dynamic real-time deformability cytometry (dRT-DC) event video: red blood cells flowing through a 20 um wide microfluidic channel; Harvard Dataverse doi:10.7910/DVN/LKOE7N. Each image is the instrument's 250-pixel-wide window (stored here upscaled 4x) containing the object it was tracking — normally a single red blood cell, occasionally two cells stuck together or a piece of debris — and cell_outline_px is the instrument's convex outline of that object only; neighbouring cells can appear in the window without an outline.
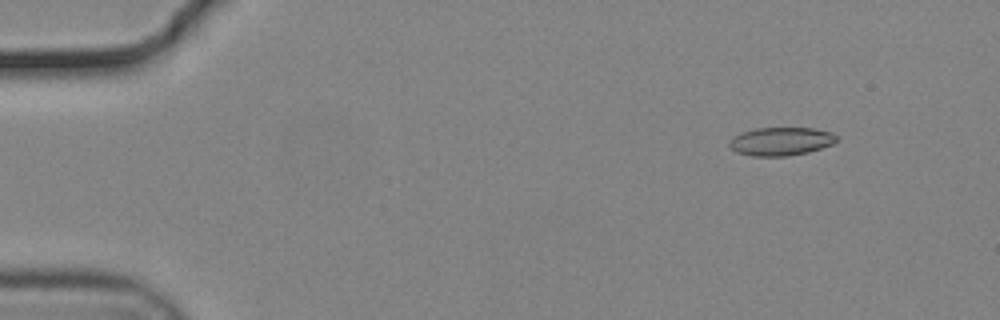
{"species": "common noctule bat (a hibernating species)", "species_latin": "Nyctalus noctula", "temperature_condition": "cold", "stored_images_in_passage": 56, "camera_frame_rate_fps": 3000, "um_per_image_px": 0.085, "animal": {"sex": "male", "body_mass_g": 19.2, "forearm_length_mm": 51.8}, "frame": {"image": 1, "passage_image": 7, "time_ms": 2.0, "image_size_px": [1000, 320], "cell_outline_px": [[836, 140], [832, 144], [808, 152], [788, 156], [752, 156], [736, 152], [728, 144], [728, 140], [732, 136], [740, 132], [756, 128], [812, 128], [832, 132], [836, 136]], "centroid_in_image_um": [66.32, 12.01], "position_along_channel_um": 18.7, "area_um2": 17.74}}
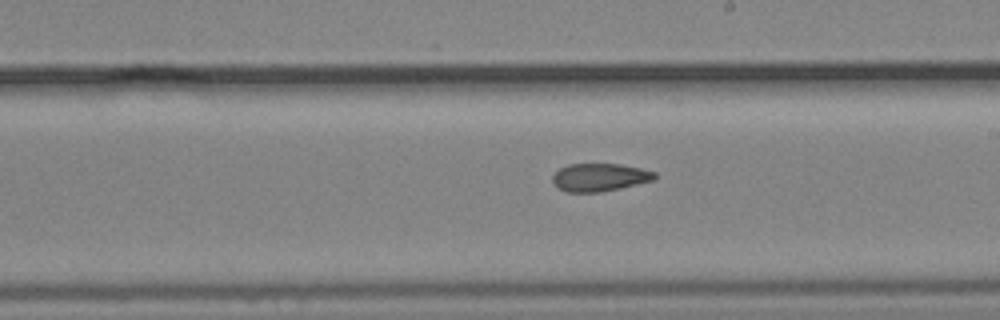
{"frame": {"image": 2, "passage_image": 33, "time_ms": 10.667, "image_size_px": [1000, 320], "cell_outline_px": [[656, 180], [620, 188], [600, 192], [568, 192], [560, 188], [552, 180], [552, 176], [560, 168], [568, 164], [620, 164], [640, 168], [656, 172]], "centroid_in_image_um": [51.01, 15.07], "position_along_channel_um": 238.0, "area_um2": 16.53}}
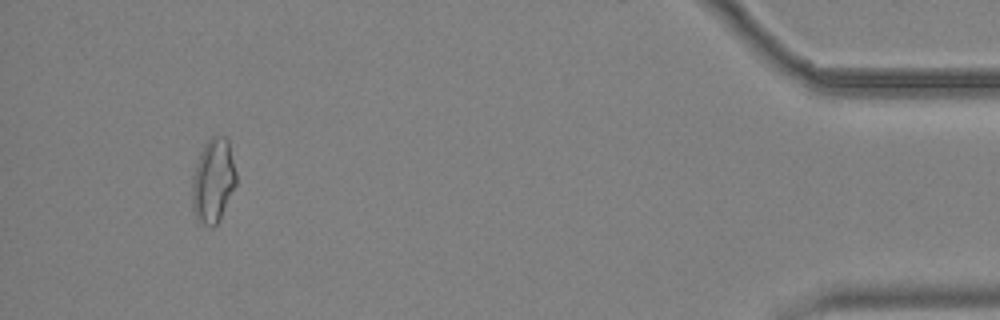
{"frame": {"image": 3, "passage_image": 53, "time_ms": 17.333, "image_size_px": [1000, 320], "cell_outline_px": [[236, 184], [220, 220], [212, 228], [196, 220], [192, 208], [192, 176], [200, 152], [204, 144], [212, 136], [224, 136], [228, 140], [236, 172]], "centroid_in_image_um": [18.11, 15.38], "position_along_channel_um": 417.1, "area_um2": 21.73}, "authors_computed_cell_mechanics": {"area_um2": 17.7446, "velocity_mm_per_s": 3.7212, "shape_relaxation_time_tau1_ms": null, "shape_relaxation_time_tau2_ms": 4.1956, "deformation_change_tau1": null, "deformation_change_tau2": 0.1156}}